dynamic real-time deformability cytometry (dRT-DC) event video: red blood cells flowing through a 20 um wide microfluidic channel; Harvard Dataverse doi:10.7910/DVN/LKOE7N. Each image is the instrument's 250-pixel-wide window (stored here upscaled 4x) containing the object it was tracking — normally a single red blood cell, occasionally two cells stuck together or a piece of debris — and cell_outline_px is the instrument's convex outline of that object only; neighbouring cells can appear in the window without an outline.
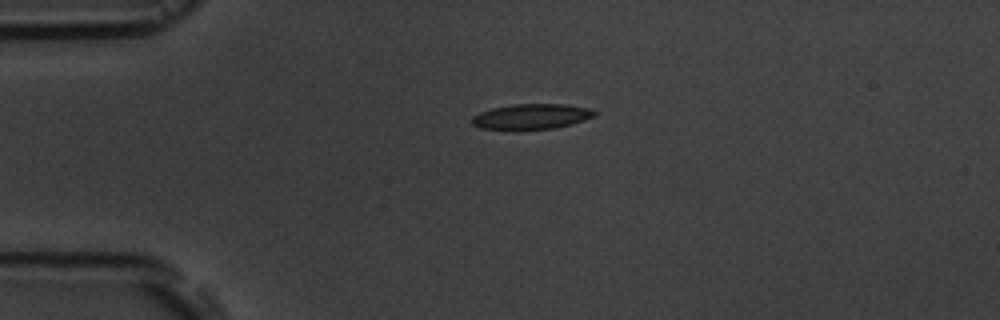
{"species": "common noctule bat (a hibernating species)", "species_latin": "Nyctalus noctula", "temperature_condition": "room temperature", "stored_images_in_passage": 3, "camera_frame_rate_fps": 3000, "um_per_image_px": 0.085, "animal": {"sex": "male", "body_mass_g": 19.5, "forearm_length_mm": 54.6}, "frame": {"image": 1, "passage_image": 1, "time_ms": 0.0, "image_size_px": [1000, 320], "cell_outline_px": [[596, 116], [572, 124], [556, 128], [516, 132], [512, 132], [480, 128], [472, 124], [472, 116], [480, 112], [492, 108], [512, 104], [564, 104], [588, 108], [596, 112]], "centroid_in_image_um": [45.12, 9.95], "position_along_channel_um": 39.9, "area_um2": 18.84}}
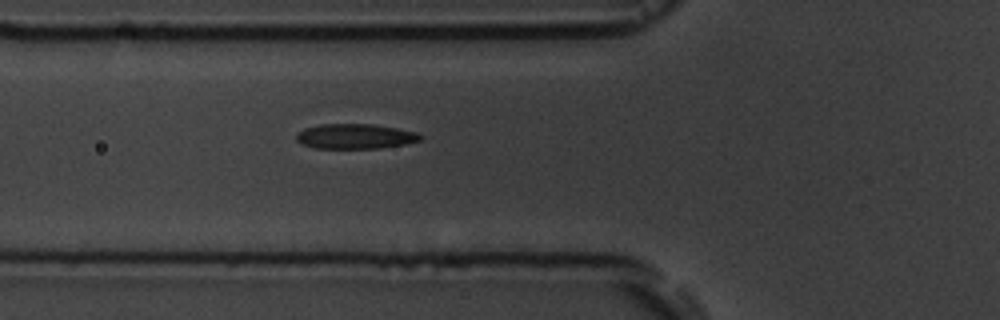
{"frame": {"image": 2, "passage_image": 3, "time_ms": 2.333, "image_size_px": [1000, 320], "cell_outline_px": [[424, 136], [420, 140], [404, 144], [380, 148], [312, 148], [300, 144], [296, 140], [296, 136], [304, 128], [320, 124], [372, 124], [396, 128], [416, 132]], "centroid_in_image_um": [30.17, 11.59], "position_along_channel_um": 95.6, "area_um2": 18.03}}